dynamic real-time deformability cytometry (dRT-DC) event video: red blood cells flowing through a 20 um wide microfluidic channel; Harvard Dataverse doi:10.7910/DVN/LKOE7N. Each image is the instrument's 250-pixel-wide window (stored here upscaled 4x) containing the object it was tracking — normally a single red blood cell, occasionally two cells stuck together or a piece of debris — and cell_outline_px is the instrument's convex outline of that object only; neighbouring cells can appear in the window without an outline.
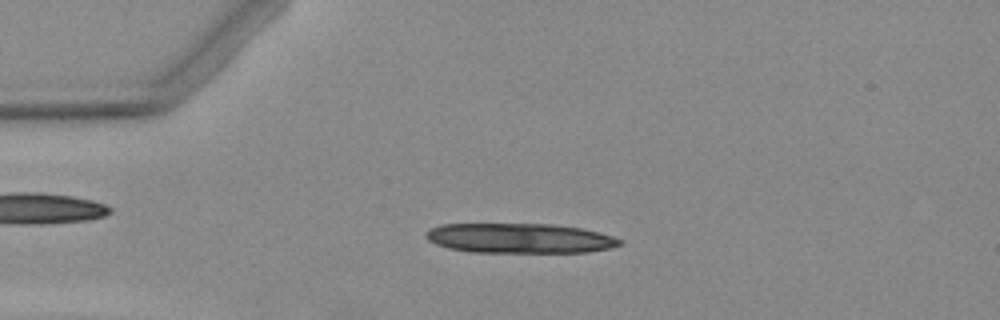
{"species": "Egyptian fruit bat (a non-hibernating species)", "species_latin": "Rousettus aegyptiacus", "temperature_condition": "warm", "stored_images_in_passage": 6, "segment_of_instrument_passage": [1, 2], "camera_frame_rate_fps": 3000, "um_per_image_px": 0.085, "animal": {"sex": "female"}, "frame": {"image": 1, "passage_image": 1, "time_ms": 0.0, "image_size_px": [1000, 320], "cell_outline_px": [[624, 244], [612, 248], [588, 252], [468, 252], [448, 248], [436, 244], [428, 240], [424, 236], [424, 232], [440, 224], [552, 224], [580, 228], [612, 236], [624, 240]], "centroid_in_image_um": [44.17, 20.25], "position_along_channel_um": 40.8, "area_um2": 33.87}}